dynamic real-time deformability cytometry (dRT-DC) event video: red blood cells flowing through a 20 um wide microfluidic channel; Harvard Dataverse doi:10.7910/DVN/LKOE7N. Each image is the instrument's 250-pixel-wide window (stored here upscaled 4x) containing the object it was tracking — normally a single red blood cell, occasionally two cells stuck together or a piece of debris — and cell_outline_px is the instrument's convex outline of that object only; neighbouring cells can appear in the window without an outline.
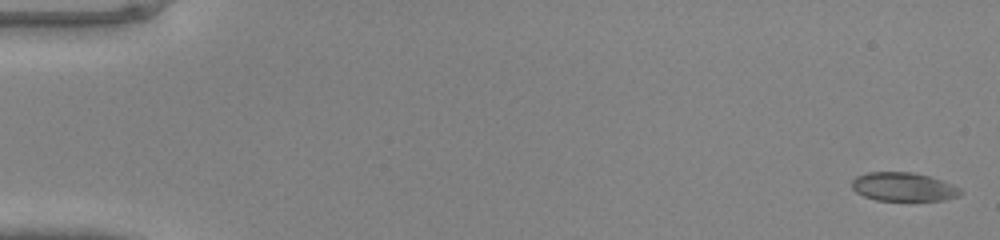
{"species": "common noctule bat (a hibernating species)", "species_latin": "Nyctalus noctula", "temperature_condition": "warm", "stored_images_in_passage": 48, "camera_frame_rate_fps": 3000, "um_per_image_px": 0.085, "animal": {"sex": "male", "body_mass_g": 20.0, "forearm_length_mm": 53.3}, "frame": {"image": 1, "passage_image": 1, "time_ms": 0.0, "image_size_px": [1000, 240], "cell_outline_px": [[964, 192], [960, 196], [944, 200], [876, 200], [864, 196], [856, 192], [852, 188], [852, 180], [856, 176], [868, 172], [912, 172], [928, 176], [952, 184], [960, 188]], "centroid_in_image_um": [76.8, 15.88], "position_along_channel_um": 8.2, "area_um2": 18.15}}
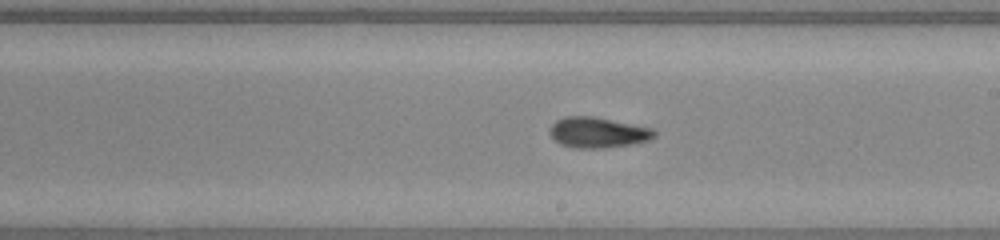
{"frame": {"image": 2, "passage_image": 28, "time_ms": 9.0, "image_size_px": [1000, 240], "cell_outline_px": [[656, 136], [648, 140], [632, 144], [604, 148], [572, 148], [560, 144], [548, 132], [552, 124], [556, 120], [564, 116], [592, 116], [652, 128], [656, 132]], "centroid_in_image_um": [50.79, 11.26], "position_along_channel_um": 238.2, "area_um2": 18.61}}
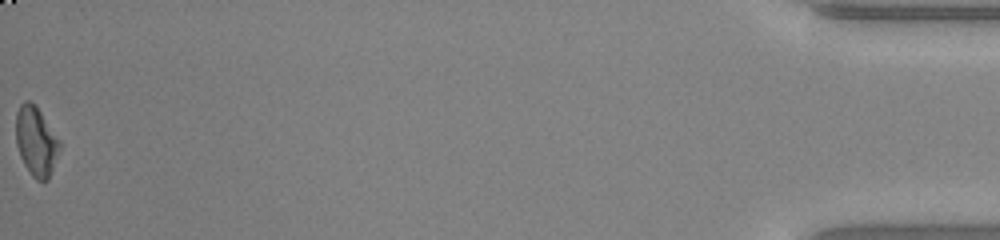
{"frame": {"image": 3, "passage_image": 48, "time_ms": 15.667, "image_size_px": [1000, 240], "cell_outline_px": [[60, 148], [48, 180], [36, 180], [32, 176], [24, 164], [20, 156], [16, 144], [16, 112], [20, 104], [24, 100], [28, 100], [36, 104], [60, 140]], "centroid_in_image_um": [3.06, 11.97], "position_along_channel_um": 432.1, "area_um2": 17.74}}